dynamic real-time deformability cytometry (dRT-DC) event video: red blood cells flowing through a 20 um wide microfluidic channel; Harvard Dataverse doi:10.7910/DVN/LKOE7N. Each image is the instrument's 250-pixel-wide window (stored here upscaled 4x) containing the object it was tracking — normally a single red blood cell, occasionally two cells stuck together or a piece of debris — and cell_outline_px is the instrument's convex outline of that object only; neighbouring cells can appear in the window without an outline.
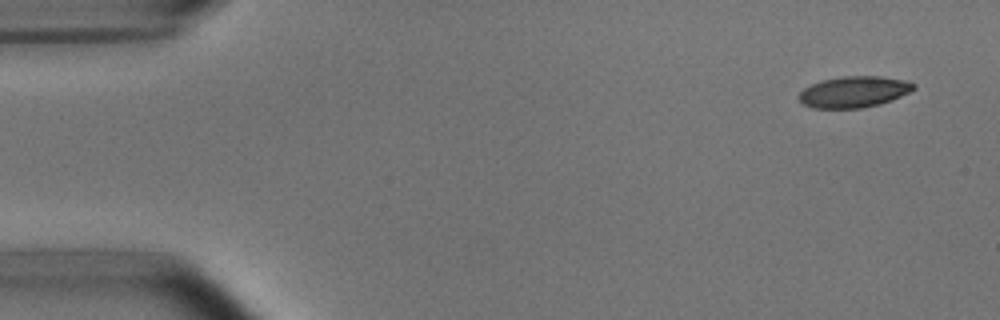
{"species": "common noctule bat (a hibernating species)", "species_latin": "Nyctalus noctula", "temperature_condition": "room temperature", "stored_images_in_passage": 6, "camera_frame_rate_fps": 3000, "um_per_image_px": 0.085, "animal": {"sex": "male", "body_mass_g": 15.6}, "frame": {"image": 1, "passage_image": 1, "time_ms": 0.0, "image_size_px": [1000, 320], "cell_outline_px": [[916, 88], [892, 100], [880, 104], [860, 108], [812, 108], [804, 104], [800, 100], [800, 92], [804, 88], [812, 84], [824, 80], [844, 76], [880, 76], [904, 80], [916, 84]], "centroid_in_image_um": [72.6, 7.81], "position_along_channel_um": 12.4, "area_um2": 20.63}}
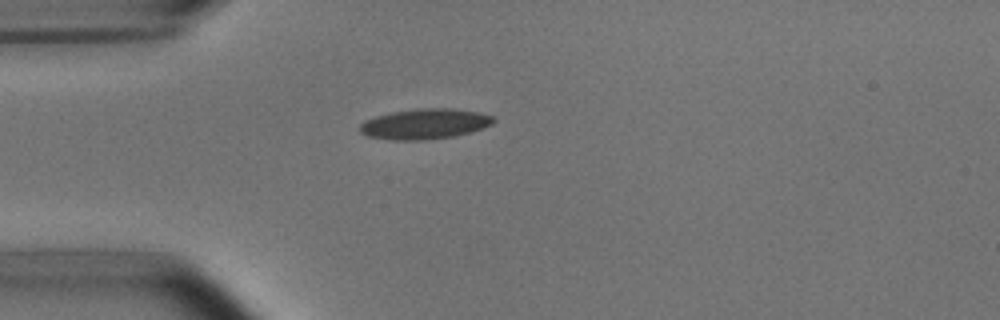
{"frame": {"image": 2, "passage_image": 4, "time_ms": 3.667, "image_size_px": [1000, 320], "cell_outline_px": [[496, 120], [492, 124], [484, 128], [472, 132], [452, 136], [424, 140], [388, 140], [368, 136], [360, 132], [360, 124], [364, 120], [376, 116], [392, 112], [416, 108], [452, 108], [476, 112], [492, 116]], "centroid_in_image_um": [36.09, 10.53], "position_along_channel_um": 48.9, "area_um2": 23.7}}